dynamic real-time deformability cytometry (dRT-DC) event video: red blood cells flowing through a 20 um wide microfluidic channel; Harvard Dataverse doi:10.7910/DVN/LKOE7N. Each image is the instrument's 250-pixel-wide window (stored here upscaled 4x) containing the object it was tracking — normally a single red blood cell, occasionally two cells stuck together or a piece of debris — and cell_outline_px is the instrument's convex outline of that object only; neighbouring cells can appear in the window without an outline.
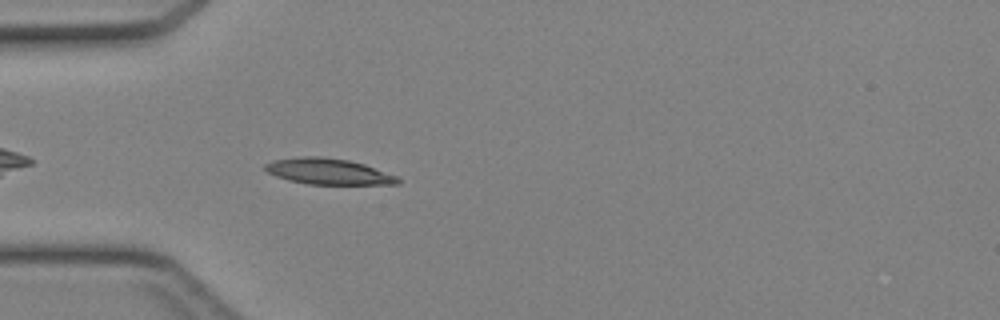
{"species": "Egyptian fruit bat (a non-hibernating species)", "species_latin": "Rousettus aegyptiacus", "temperature_condition": "cold", "stored_images_in_passage": 30, "camera_frame_rate_fps": 3000, "um_per_image_px": 0.085, "animal": {"sex": "female"}, "frame": {"image": 1, "passage_image": 4, "time_ms": 1.0, "image_size_px": [1000, 320], "cell_outline_px": [[400, 184], [308, 184], [288, 180], [276, 176], [268, 172], [264, 168], [264, 164], [272, 160], [304, 156], [320, 156], [348, 160], [364, 164], [396, 176], [400, 180]], "centroid_in_image_um": [27.88, 14.57], "position_along_channel_um": 57.1, "area_um2": 19.94}}
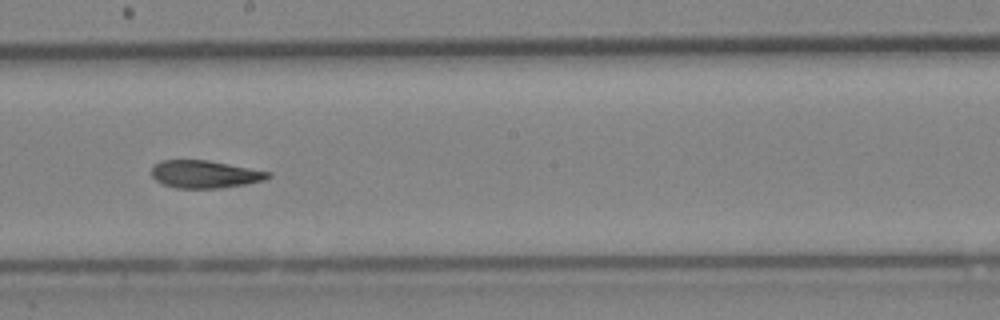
{"frame": {"image": 2, "passage_image": 16, "time_ms": 5.0, "image_size_px": [1000, 320], "cell_outline_px": [[272, 176], [264, 180], [244, 184], [220, 188], [176, 188], [164, 184], [156, 180], [152, 176], [152, 168], [160, 160], [208, 160], [272, 172]], "centroid_in_image_um": [17.43, 14.8], "position_along_channel_um": 230.8, "area_um2": 18.67}}
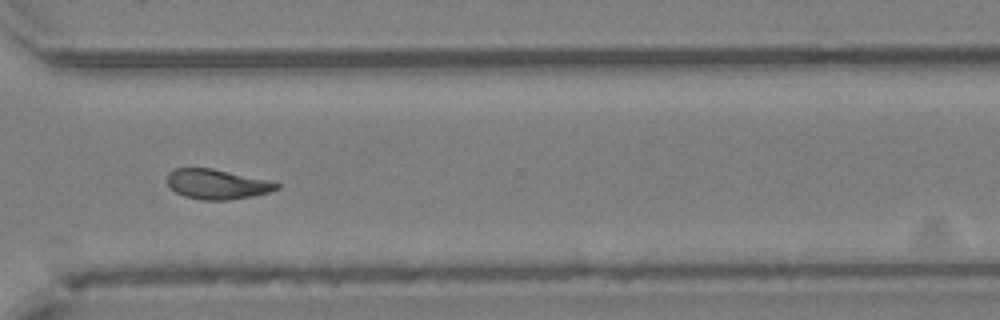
{"frame": {"image": 3, "passage_image": 24, "time_ms": 7.667, "image_size_px": [1000, 320], "cell_outline_px": [[280, 188], [268, 192], [252, 196], [228, 200], [200, 200], [184, 196], [176, 192], [168, 184], [168, 172], [176, 168], [212, 168], [268, 180], [280, 184]], "centroid_in_image_um": [18.44, 15.66], "position_along_channel_um": 352.2, "area_um2": 18.96}}